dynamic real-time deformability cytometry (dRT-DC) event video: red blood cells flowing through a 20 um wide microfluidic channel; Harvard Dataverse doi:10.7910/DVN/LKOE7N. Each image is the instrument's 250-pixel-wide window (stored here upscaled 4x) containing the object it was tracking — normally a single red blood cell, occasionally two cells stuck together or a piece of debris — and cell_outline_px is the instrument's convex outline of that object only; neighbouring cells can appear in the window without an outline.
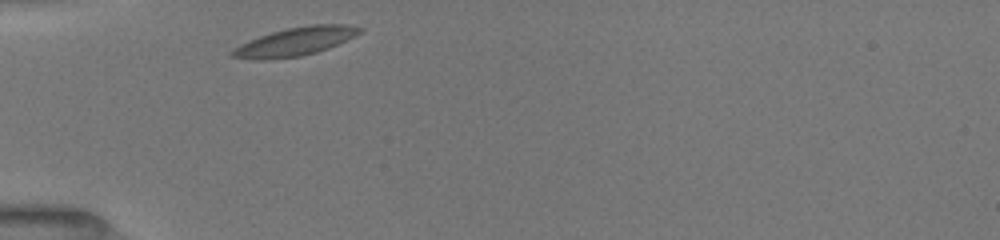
{"species": "common noctule bat (a hibernating species)", "species_latin": "Nyctalus noctula", "temperature_condition": "room temperature", "stored_images_in_passage": 7, "camera_frame_rate_fps": 3000, "um_per_image_px": 0.085, "animal": {"sex": "female", "body_mass_g": 19.5, "forearm_length_mm": 54.1}, "frame": {"image": 1, "passage_image": 1, "time_ms": 0.0, "image_size_px": [1000, 240], "cell_outline_px": [[364, 28], [360, 32], [328, 48], [316, 52], [300, 56], [272, 60], [252, 60], [232, 56], [228, 52], [240, 44], [248, 40], [272, 32], [288, 28], [312, 24], [348, 24]], "centroid_in_image_um": [25.03, 3.54], "position_along_channel_um": 60.0, "area_um2": 20.98}}
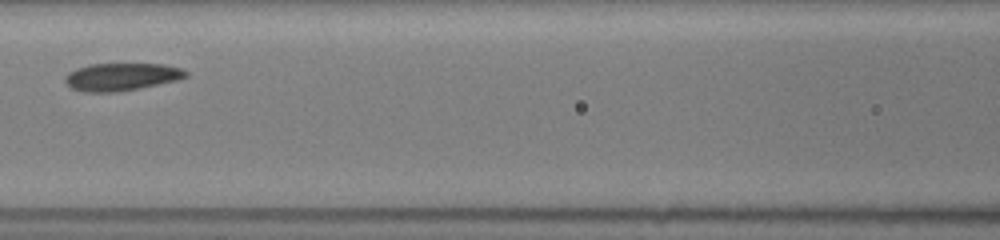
{"frame": {"image": 2, "passage_image": 4, "time_ms": 2.667, "image_size_px": [1000, 240], "cell_outline_px": [[188, 76], [176, 80], [140, 88], [116, 92], [80, 92], [72, 88], [64, 80], [64, 76], [68, 72], [76, 68], [88, 64], [164, 64], [180, 68], [188, 72]], "centroid_in_image_um": [10.28, 6.53], "position_along_channel_um": 156.3, "area_um2": 19.48}}
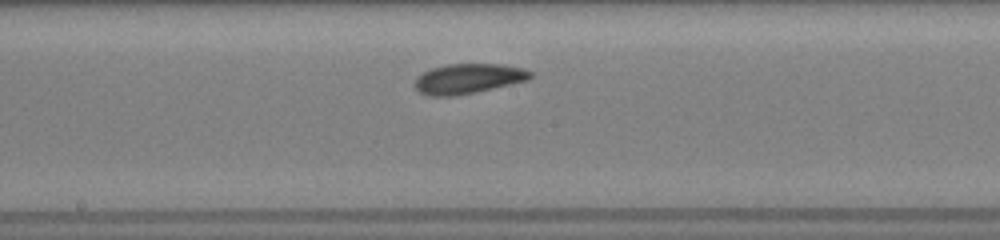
{"frame": {"image": 3, "passage_image": 6, "time_ms": 4.0, "image_size_px": [1000, 240], "cell_outline_px": [[532, 76], [528, 80], [476, 92], [456, 96], [428, 96], [420, 92], [416, 88], [416, 80], [424, 72], [432, 68], [448, 64], [504, 64], [524, 68], [532, 72]], "centroid_in_image_um": [39.84, 6.68], "position_along_channel_um": 208.4, "area_um2": 20.06}}